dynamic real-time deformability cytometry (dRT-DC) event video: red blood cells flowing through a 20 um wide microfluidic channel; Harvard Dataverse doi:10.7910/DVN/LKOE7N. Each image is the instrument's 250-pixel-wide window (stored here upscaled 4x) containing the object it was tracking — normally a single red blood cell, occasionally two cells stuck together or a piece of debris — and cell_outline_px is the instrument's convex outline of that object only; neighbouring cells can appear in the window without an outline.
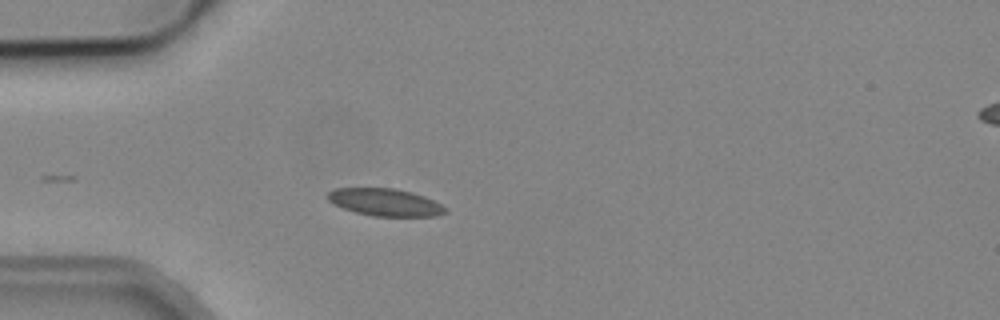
{"species": "common noctule bat (a hibernating species)", "species_latin": "Nyctalus noctula", "temperature_condition": "cold", "stored_images_in_passage": 2, "segment_of_instrument_passage": [1, 2], "camera_frame_rate_fps": 3000, "um_per_image_px": 0.085, "animal": {"sex": "male", "body_mass_g": 19.2, "forearm_length_mm": 51.8}, "frame": {"image": 1, "passage_image": 1, "time_ms": 0.0, "image_size_px": [1000, 320], "cell_outline_px": [[448, 212], [436, 216], [372, 216], [356, 212], [332, 204], [324, 196], [328, 192], [336, 188], [392, 188], [412, 192], [424, 196], [448, 208]], "centroid_in_image_um": [32.72, 17.19], "position_along_channel_um": 52.3, "area_um2": 18.84}}